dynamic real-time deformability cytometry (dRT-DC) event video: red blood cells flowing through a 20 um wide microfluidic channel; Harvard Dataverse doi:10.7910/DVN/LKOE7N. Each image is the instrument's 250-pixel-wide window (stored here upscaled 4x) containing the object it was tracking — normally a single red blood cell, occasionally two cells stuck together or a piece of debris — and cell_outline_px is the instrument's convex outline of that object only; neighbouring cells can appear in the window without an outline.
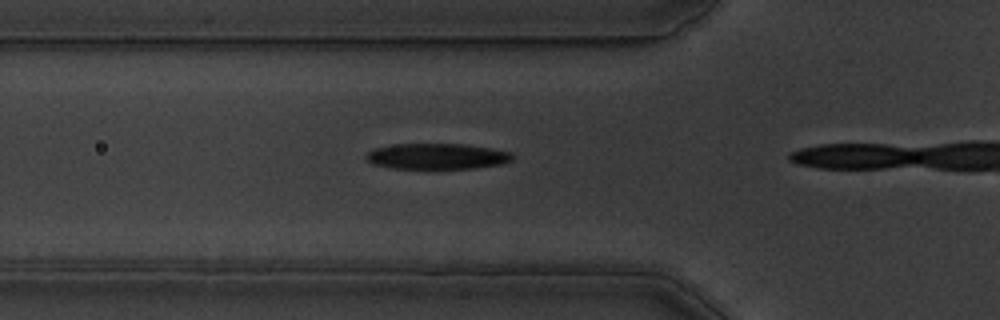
{"species": "common noctule bat (a hibernating species)", "species_latin": "Nyctalus noctula", "temperature_condition": "warm", "stored_images_in_passage": 11, "camera_frame_rate_fps": 3000, "um_per_image_px": 0.085, "animal": {"sex": "male", "body_mass_g": 19.5, "forearm_length_mm": 54.6}, "frame": {"image": 1, "passage_image": 7, "time_ms": 2.0, "image_size_px": [1000, 320], "cell_outline_px": [[512, 160], [500, 164], [476, 168], [392, 168], [372, 164], [364, 156], [372, 148], [396, 144], [468, 144], [492, 148], [512, 152]], "centroid_in_image_um": [37.14, 13.27], "position_along_channel_um": 88.7, "area_um2": 22.02}}
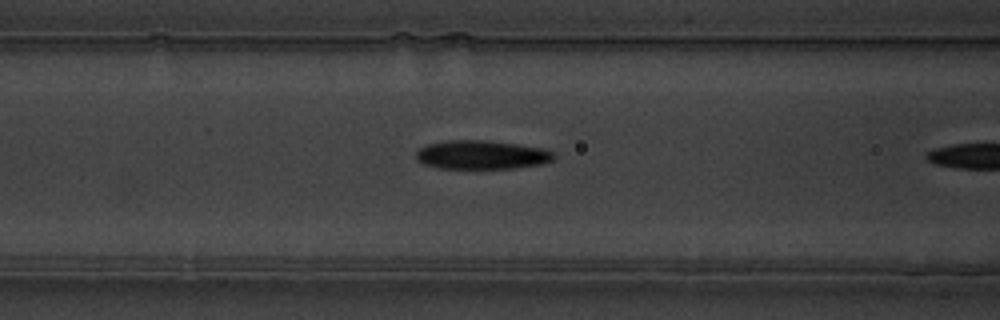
{"frame": {"image": 2, "passage_image": 10, "time_ms": 3.0, "image_size_px": [1000, 320], "cell_outline_px": [[556, 156], [552, 160], [544, 164], [512, 168], [440, 168], [424, 164], [416, 160], [416, 152], [420, 148], [428, 144], [448, 140], [484, 140], [520, 144], [544, 148], [556, 152]], "centroid_in_image_um": [40.99, 13.15], "position_along_channel_um": 125.6, "area_um2": 23.29}}